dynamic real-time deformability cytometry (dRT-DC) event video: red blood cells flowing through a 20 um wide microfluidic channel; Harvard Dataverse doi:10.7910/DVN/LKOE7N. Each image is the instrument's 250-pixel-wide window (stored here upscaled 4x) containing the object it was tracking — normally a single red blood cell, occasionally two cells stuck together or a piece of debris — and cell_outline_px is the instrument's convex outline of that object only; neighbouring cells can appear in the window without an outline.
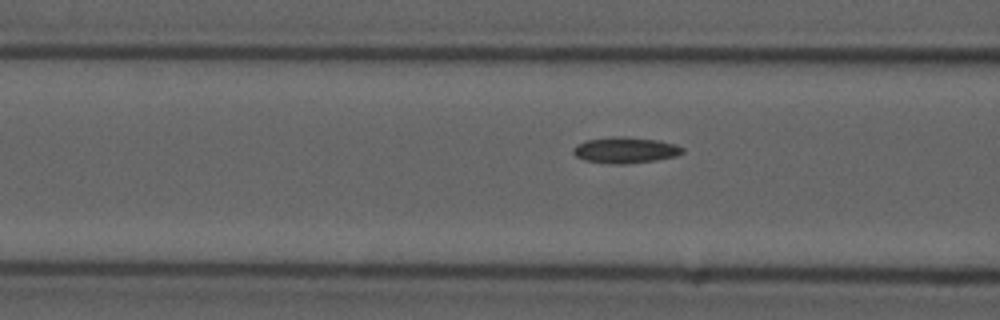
{"species": "common noctule bat (a hibernating species)", "species_latin": "Nyctalus noctula", "temperature_condition": "cold", "stored_images_in_passage": 7, "camera_frame_rate_fps": 3000, "um_per_image_px": 0.085, "animal": {"sex": "male", "forearm_length_mm": 52.5}, "frame": {"image": 1, "passage_image": 4, "time_ms": 1.0, "image_size_px": [1000, 320], "cell_outline_px": [[684, 152], [676, 156], [656, 160], [624, 164], [612, 164], [584, 160], [576, 156], [572, 152], [572, 148], [584, 140], [612, 136], [624, 136], [660, 140], [676, 144], [684, 148]], "centroid_in_image_um": [53.15, 12.75], "position_along_channel_um": 113.4, "area_um2": 16.82}}